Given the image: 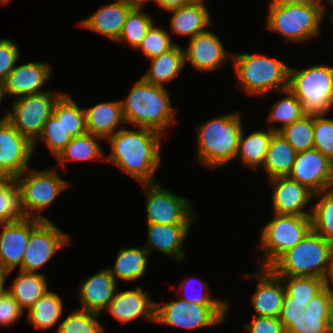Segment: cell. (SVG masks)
Segmentation results:
<instances>
[{"mask_svg": "<svg viewBox=\"0 0 333 333\" xmlns=\"http://www.w3.org/2000/svg\"><path fill=\"white\" fill-rule=\"evenodd\" d=\"M120 128L106 140L111 152L105 156L106 162H111L120 170L135 178L141 184L157 183L155 172L161 165L162 134L151 129Z\"/></svg>", "mask_w": 333, "mask_h": 333, "instance_id": "1", "label": "cell"}, {"mask_svg": "<svg viewBox=\"0 0 333 333\" xmlns=\"http://www.w3.org/2000/svg\"><path fill=\"white\" fill-rule=\"evenodd\" d=\"M167 87L151 84L142 77L135 82L121 106L125 123L165 134L176 122L177 109L172 106Z\"/></svg>", "mask_w": 333, "mask_h": 333, "instance_id": "2", "label": "cell"}, {"mask_svg": "<svg viewBox=\"0 0 333 333\" xmlns=\"http://www.w3.org/2000/svg\"><path fill=\"white\" fill-rule=\"evenodd\" d=\"M197 129V161L214 169L234 161L238 152L239 137L243 129L239 111L213 117Z\"/></svg>", "mask_w": 333, "mask_h": 333, "instance_id": "3", "label": "cell"}, {"mask_svg": "<svg viewBox=\"0 0 333 333\" xmlns=\"http://www.w3.org/2000/svg\"><path fill=\"white\" fill-rule=\"evenodd\" d=\"M240 89L249 96L265 97L269 91L280 92L288 87L289 65L276 57L259 53H232L230 59Z\"/></svg>", "mask_w": 333, "mask_h": 333, "instance_id": "4", "label": "cell"}, {"mask_svg": "<svg viewBox=\"0 0 333 333\" xmlns=\"http://www.w3.org/2000/svg\"><path fill=\"white\" fill-rule=\"evenodd\" d=\"M333 244L311 229L294 247L281 254L268 268L277 276L318 277L325 281Z\"/></svg>", "mask_w": 333, "mask_h": 333, "instance_id": "5", "label": "cell"}, {"mask_svg": "<svg viewBox=\"0 0 333 333\" xmlns=\"http://www.w3.org/2000/svg\"><path fill=\"white\" fill-rule=\"evenodd\" d=\"M307 115H326L333 109V66L316 64L305 69L290 67L288 87Z\"/></svg>", "mask_w": 333, "mask_h": 333, "instance_id": "6", "label": "cell"}, {"mask_svg": "<svg viewBox=\"0 0 333 333\" xmlns=\"http://www.w3.org/2000/svg\"><path fill=\"white\" fill-rule=\"evenodd\" d=\"M318 3L268 6L266 27L287 42H306L321 33L323 20Z\"/></svg>", "mask_w": 333, "mask_h": 333, "instance_id": "7", "label": "cell"}, {"mask_svg": "<svg viewBox=\"0 0 333 333\" xmlns=\"http://www.w3.org/2000/svg\"><path fill=\"white\" fill-rule=\"evenodd\" d=\"M273 219L263 226L258 248L260 268H268L281 254L299 243L312 229L311 216L273 213Z\"/></svg>", "mask_w": 333, "mask_h": 333, "instance_id": "8", "label": "cell"}, {"mask_svg": "<svg viewBox=\"0 0 333 333\" xmlns=\"http://www.w3.org/2000/svg\"><path fill=\"white\" fill-rule=\"evenodd\" d=\"M15 179L21 190L22 208L25 216L41 221H50L40 212L48 208L56 197L70 186V183L58 174L55 167L39 171L26 169Z\"/></svg>", "mask_w": 333, "mask_h": 333, "instance_id": "9", "label": "cell"}, {"mask_svg": "<svg viewBox=\"0 0 333 333\" xmlns=\"http://www.w3.org/2000/svg\"><path fill=\"white\" fill-rule=\"evenodd\" d=\"M229 306L199 305L180 298L166 304L155 302V322L188 330L211 328L225 322Z\"/></svg>", "mask_w": 333, "mask_h": 333, "instance_id": "10", "label": "cell"}, {"mask_svg": "<svg viewBox=\"0 0 333 333\" xmlns=\"http://www.w3.org/2000/svg\"><path fill=\"white\" fill-rule=\"evenodd\" d=\"M62 92H41L17 98L12 103V110L2 114L22 136L32 144L41 135L44 123L52 115L53 107Z\"/></svg>", "mask_w": 333, "mask_h": 333, "instance_id": "11", "label": "cell"}, {"mask_svg": "<svg viewBox=\"0 0 333 333\" xmlns=\"http://www.w3.org/2000/svg\"><path fill=\"white\" fill-rule=\"evenodd\" d=\"M145 193L147 224L192 225L196 214L192 201L162 187L159 182L141 184Z\"/></svg>", "mask_w": 333, "mask_h": 333, "instance_id": "12", "label": "cell"}, {"mask_svg": "<svg viewBox=\"0 0 333 333\" xmlns=\"http://www.w3.org/2000/svg\"><path fill=\"white\" fill-rule=\"evenodd\" d=\"M70 236L51 220L42 221L31 233L20 270L34 272L41 269L59 249L67 246Z\"/></svg>", "mask_w": 333, "mask_h": 333, "instance_id": "13", "label": "cell"}, {"mask_svg": "<svg viewBox=\"0 0 333 333\" xmlns=\"http://www.w3.org/2000/svg\"><path fill=\"white\" fill-rule=\"evenodd\" d=\"M33 144L6 119H0V178H16L29 167Z\"/></svg>", "mask_w": 333, "mask_h": 333, "instance_id": "14", "label": "cell"}, {"mask_svg": "<svg viewBox=\"0 0 333 333\" xmlns=\"http://www.w3.org/2000/svg\"><path fill=\"white\" fill-rule=\"evenodd\" d=\"M288 177L314 194L327 191L333 179V162L314 148L299 152Z\"/></svg>", "mask_w": 333, "mask_h": 333, "instance_id": "15", "label": "cell"}, {"mask_svg": "<svg viewBox=\"0 0 333 333\" xmlns=\"http://www.w3.org/2000/svg\"><path fill=\"white\" fill-rule=\"evenodd\" d=\"M42 221L25 218L11 223L0 224V265L8 271V276L15 268L21 267L30 233Z\"/></svg>", "mask_w": 333, "mask_h": 333, "instance_id": "16", "label": "cell"}, {"mask_svg": "<svg viewBox=\"0 0 333 333\" xmlns=\"http://www.w3.org/2000/svg\"><path fill=\"white\" fill-rule=\"evenodd\" d=\"M272 184L271 208L275 214L311 216L312 205L310 210L306 211L305 207L310 205L314 193L306 186L288 176H278L268 179Z\"/></svg>", "mask_w": 333, "mask_h": 333, "instance_id": "17", "label": "cell"}, {"mask_svg": "<svg viewBox=\"0 0 333 333\" xmlns=\"http://www.w3.org/2000/svg\"><path fill=\"white\" fill-rule=\"evenodd\" d=\"M188 46L184 48L185 63L198 71H216L226 65L232 54L223 46L221 39L213 31L207 30L189 39ZM229 57V58H228ZM188 61V62H187Z\"/></svg>", "mask_w": 333, "mask_h": 333, "instance_id": "18", "label": "cell"}, {"mask_svg": "<svg viewBox=\"0 0 333 333\" xmlns=\"http://www.w3.org/2000/svg\"><path fill=\"white\" fill-rule=\"evenodd\" d=\"M257 278L256 291L251 296L250 303L254 316L279 317L286 294L282 279L275 275L269 268H260L246 278Z\"/></svg>", "mask_w": 333, "mask_h": 333, "instance_id": "19", "label": "cell"}, {"mask_svg": "<svg viewBox=\"0 0 333 333\" xmlns=\"http://www.w3.org/2000/svg\"><path fill=\"white\" fill-rule=\"evenodd\" d=\"M52 66L45 62H30L15 66L4 81L5 94L15 99L47 92L42 90L52 77Z\"/></svg>", "mask_w": 333, "mask_h": 333, "instance_id": "20", "label": "cell"}, {"mask_svg": "<svg viewBox=\"0 0 333 333\" xmlns=\"http://www.w3.org/2000/svg\"><path fill=\"white\" fill-rule=\"evenodd\" d=\"M106 312L122 325L139 318V316L144 321L155 323V301H152L149 294L138 285L133 290L115 293L104 313Z\"/></svg>", "mask_w": 333, "mask_h": 333, "instance_id": "21", "label": "cell"}, {"mask_svg": "<svg viewBox=\"0 0 333 333\" xmlns=\"http://www.w3.org/2000/svg\"><path fill=\"white\" fill-rule=\"evenodd\" d=\"M78 291L81 309L100 314L114 298L117 281L106 267L82 281Z\"/></svg>", "mask_w": 333, "mask_h": 333, "instance_id": "22", "label": "cell"}, {"mask_svg": "<svg viewBox=\"0 0 333 333\" xmlns=\"http://www.w3.org/2000/svg\"><path fill=\"white\" fill-rule=\"evenodd\" d=\"M191 225L147 224V243L143 247L149 252L157 250L179 262L184 261L183 243L190 233Z\"/></svg>", "mask_w": 333, "mask_h": 333, "instance_id": "23", "label": "cell"}, {"mask_svg": "<svg viewBox=\"0 0 333 333\" xmlns=\"http://www.w3.org/2000/svg\"><path fill=\"white\" fill-rule=\"evenodd\" d=\"M204 1H193L186 6L168 10L171 12L169 20L170 31L177 36H189L193 38L210 28L213 21ZM212 21V22H211Z\"/></svg>", "mask_w": 333, "mask_h": 333, "instance_id": "24", "label": "cell"}, {"mask_svg": "<svg viewBox=\"0 0 333 333\" xmlns=\"http://www.w3.org/2000/svg\"><path fill=\"white\" fill-rule=\"evenodd\" d=\"M130 10L129 6L116 0L98 8L97 11L81 20L77 25L96 32L114 42L119 38Z\"/></svg>", "mask_w": 333, "mask_h": 333, "instance_id": "25", "label": "cell"}, {"mask_svg": "<svg viewBox=\"0 0 333 333\" xmlns=\"http://www.w3.org/2000/svg\"><path fill=\"white\" fill-rule=\"evenodd\" d=\"M86 131L89 134L107 139L118 127L125 124L121 101L101 102L95 106L84 108Z\"/></svg>", "mask_w": 333, "mask_h": 333, "instance_id": "26", "label": "cell"}, {"mask_svg": "<svg viewBox=\"0 0 333 333\" xmlns=\"http://www.w3.org/2000/svg\"><path fill=\"white\" fill-rule=\"evenodd\" d=\"M330 287L325 285L306 305V313L286 333H331L328 327Z\"/></svg>", "mask_w": 333, "mask_h": 333, "instance_id": "27", "label": "cell"}, {"mask_svg": "<svg viewBox=\"0 0 333 333\" xmlns=\"http://www.w3.org/2000/svg\"><path fill=\"white\" fill-rule=\"evenodd\" d=\"M151 255L142 246L122 247L116 254L114 266H108L116 281H136L146 275L148 259Z\"/></svg>", "mask_w": 333, "mask_h": 333, "instance_id": "28", "label": "cell"}, {"mask_svg": "<svg viewBox=\"0 0 333 333\" xmlns=\"http://www.w3.org/2000/svg\"><path fill=\"white\" fill-rule=\"evenodd\" d=\"M150 67L142 78L155 85L165 87V82L175 79L186 66L184 49L176 44L171 50L150 59Z\"/></svg>", "mask_w": 333, "mask_h": 333, "instance_id": "29", "label": "cell"}, {"mask_svg": "<svg viewBox=\"0 0 333 333\" xmlns=\"http://www.w3.org/2000/svg\"><path fill=\"white\" fill-rule=\"evenodd\" d=\"M18 277H15L7 291L18 302L19 306L25 310L29 309L38 299H40L49 289L47 277L43 273H34L18 269Z\"/></svg>", "mask_w": 333, "mask_h": 333, "instance_id": "30", "label": "cell"}, {"mask_svg": "<svg viewBox=\"0 0 333 333\" xmlns=\"http://www.w3.org/2000/svg\"><path fill=\"white\" fill-rule=\"evenodd\" d=\"M297 152L279 133L275 132L269 142L265 161L262 165L267 179L288 176L295 162Z\"/></svg>", "mask_w": 333, "mask_h": 333, "instance_id": "31", "label": "cell"}, {"mask_svg": "<svg viewBox=\"0 0 333 333\" xmlns=\"http://www.w3.org/2000/svg\"><path fill=\"white\" fill-rule=\"evenodd\" d=\"M256 130L250 133L248 136H245L244 129H242L239 144L238 152L236 155L237 158H240V162L243 166L249 167L251 169H259L262 167L266 153L268 150L269 142L272 135L275 133L270 130Z\"/></svg>", "mask_w": 333, "mask_h": 333, "instance_id": "32", "label": "cell"}, {"mask_svg": "<svg viewBox=\"0 0 333 333\" xmlns=\"http://www.w3.org/2000/svg\"><path fill=\"white\" fill-rule=\"evenodd\" d=\"M103 138L86 133L82 136L72 137L71 141L56 157L58 164L64 169L67 163L76 161H105V153L98 140Z\"/></svg>", "mask_w": 333, "mask_h": 333, "instance_id": "33", "label": "cell"}, {"mask_svg": "<svg viewBox=\"0 0 333 333\" xmlns=\"http://www.w3.org/2000/svg\"><path fill=\"white\" fill-rule=\"evenodd\" d=\"M63 300L48 290L27 310L26 321L39 329H50L55 326L63 315Z\"/></svg>", "mask_w": 333, "mask_h": 333, "instance_id": "34", "label": "cell"}, {"mask_svg": "<svg viewBox=\"0 0 333 333\" xmlns=\"http://www.w3.org/2000/svg\"><path fill=\"white\" fill-rule=\"evenodd\" d=\"M277 93L284 96L274 102L269 115H267L268 128L274 132H279L285 126L306 115L301 102L288 88ZM277 123L279 126L276 125Z\"/></svg>", "mask_w": 333, "mask_h": 333, "instance_id": "35", "label": "cell"}, {"mask_svg": "<svg viewBox=\"0 0 333 333\" xmlns=\"http://www.w3.org/2000/svg\"><path fill=\"white\" fill-rule=\"evenodd\" d=\"M80 107L68 93H63L53 107L52 114L61 120L65 130L72 137L87 133L84 108Z\"/></svg>", "mask_w": 333, "mask_h": 333, "instance_id": "36", "label": "cell"}, {"mask_svg": "<svg viewBox=\"0 0 333 333\" xmlns=\"http://www.w3.org/2000/svg\"><path fill=\"white\" fill-rule=\"evenodd\" d=\"M27 218L22 208L21 190L15 178H0V224Z\"/></svg>", "mask_w": 333, "mask_h": 333, "instance_id": "37", "label": "cell"}, {"mask_svg": "<svg viewBox=\"0 0 333 333\" xmlns=\"http://www.w3.org/2000/svg\"><path fill=\"white\" fill-rule=\"evenodd\" d=\"M152 18L151 14L143 12L142 9H131L126 16L121 34L115 42L127 43L135 50L155 23Z\"/></svg>", "mask_w": 333, "mask_h": 333, "instance_id": "38", "label": "cell"}, {"mask_svg": "<svg viewBox=\"0 0 333 333\" xmlns=\"http://www.w3.org/2000/svg\"><path fill=\"white\" fill-rule=\"evenodd\" d=\"M320 199L312 205V229L333 244V195L327 190L315 193Z\"/></svg>", "mask_w": 333, "mask_h": 333, "instance_id": "39", "label": "cell"}, {"mask_svg": "<svg viewBox=\"0 0 333 333\" xmlns=\"http://www.w3.org/2000/svg\"><path fill=\"white\" fill-rule=\"evenodd\" d=\"M282 279L286 294L290 302L309 303V301L326 285L318 277H290L278 276Z\"/></svg>", "mask_w": 333, "mask_h": 333, "instance_id": "40", "label": "cell"}, {"mask_svg": "<svg viewBox=\"0 0 333 333\" xmlns=\"http://www.w3.org/2000/svg\"><path fill=\"white\" fill-rule=\"evenodd\" d=\"M279 133L297 153L313 149V115H304Z\"/></svg>", "mask_w": 333, "mask_h": 333, "instance_id": "41", "label": "cell"}, {"mask_svg": "<svg viewBox=\"0 0 333 333\" xmlns=\"http://www.w3.org/2000/svg\"><path fill=\"white\" fill-rule=\"evenodd\" d=\"M99 315L77 308L61 321L56 333H104L106 327L99 322Z\"/></svg>", "mask_w": 333, "mask_h": 333, "instance_id": "42", "label": "cell"}, {"mask_svg": "<svg viewBox=\"0 0 333 333\" xmlns=\"http://www.w3.org/2000/svg\"><path fill=\"white\" fill-rule=\"evenodd\" d=\"M71 139L72 136L65 130L61 120L52 114L44 123L41 135L33 143V152L36 150L37 142L41 140L50 150L51 155L56 158Z\"/></svg>", "mask_w": 333, "mask_h": 333, "instance_id": "43", "label": "cell"}, {"mask_svg": "<svg viewBox=\"0 0 333 333\" xmlns=\"http://www.w3.org/2000/svg\"><path fill=\"white\" fill-rule=\"evenodd\" d=\"M172 35L154 23L135 50H141L151 59L171 50L177 43L172 42Z\"/></svg>", "mask_w": 333, "mask_h": 333, "instance_id": "44", "label": "cell"}, {"mask_svg": "<svg viewBox=\"0 0 333 333\" xmlns=\"http://www.w3.org/2000/svg\"><path fill=\"white\" fill-rule=\"evenodd\" d=\"M313 140V148L333 162V118L313 115Z\"/></svg>", "mask_w": 333, "mask_h": 333, "instance_id": "45", "label": "cell"}, {"mask_svg": "<svg viewBox=\"0 0 333 333\" xmlns=\"http://www.w3.org/2000/svg\"><path fill=\"white\" fill-rule=\"evenodd\" d=\"M193 280L196 282L197 285L194 284L195 282ZM193 284L196 287L200 285L201 287L200 286L198 287L199 288L198 291L202 290L201 291L202 293L201 292L198 293L197 288L193 289L194 288ZM177 288H178V293L177 294H181L184 291V294H182V296H180L179 298L184 300V301H188L190 303H196V304H199V305H229L228 301H226V300L223 301L221 299L217 300V299L213 298L211 296V293L208 291L209 290L208 284L205 281H203L202 279L198 278V277L197 278L196 277L195 278L194 277H188V278L183 279V281L180 284V287H177ZM188 288H190L189 290H191V293L188 296V293L186 292L187 295L185 296V294H186L185 290L187 291ZM196 291H197V293H196Z\"/></svg>", "mask_w": 333, "mask_h": 333, "instance_id": "46", "label": "cell"}, {"mask_svg": "<svg viewBox=\"0 0 333 333\" xmlns=\"http://www.w3.org/2000/svg\"><path fill=\"white\" fill-rule=\"evenodd\" d=\"M20 49L17 43L10 38L0 39V80L5 81L9 73L16 66L20 58Z\"/></svg>", "mask_w": 333, "mask_h": 333, "instance_id": "47", "label": "cell"}, {"mask_svg": "<svg viewBox=\"0 0 333 333\" xmlns=\"http://www.w3.org/2000/svg\"><path fill=\"white\" fill-rule=\"evenodd\" d=\"M24 312L7 290L0 294V326L13 325L24 315Z\"/></svg>", "mask_w": 333, "mask_h": 333, "instance_id": "48", "label": "cell"}, {"mask_svg": "<svg viewBox=\"0 0 333 333\" xmlns=\"http://www.w3.org/2000/svg\"><path fill=\"white\" fill-rule=\"evenodd\" d=\"M308 303L290 302V297L285 294L279 320L285 331L296 321L300 320L306 313Z\"/></svg>", "mask_w": 333, "mask_h": 333, "instance_id": "49", "label": "cell"}, {"mask_svg": "<svg viewBox=\"0 0 333 333\" xmlns=\"http://www.w3.org/2000/svg\"><path fill=\"white\" fill-rule=\"evenodd\" d=\"M247 333H286L278 317L253 316L251 323H245Z\"/></svg>", "mask_w": 333, "mask_h": 333, "instance_id": "50", "label": "cell"}, {"mask_svg": "<svg viewBox=\"0 0 333 333\" xmlns=\"http://www.w3.org/2000/svg\"><path fill=\"white\" fill-rule=\"evenodd\" d=\"M157 5L161 8L165 9L166 11L179 8L182 6H186L193 2V0H153Z\"/></svg>", "mask_w": 333, "mask_h": 333, "instance_id": "51", "label": "cell"}, {"mask_svg": "<svg viewBox=\"0 0 333 333\" xmlns=\"http://www.w3.org/2000/svg\"><path fill=\"white\" fill-rule=\"evenodd\" d=\"M303 3H318V0H270L268 6H286Z\"/></svg>", "mask_w": 333, "mask_h": 333, "instance_id": "52", "label": "cell"}, {"mask_svg": "<svg viewBox=\"0 0 333 333\" xmlns=\"http://www.w3.org/2000/svg\"><path fill=\"white\" fill-rule=\"evenodd\" d=\"M327 322L329 330L331 331V333H333V287H330Z\"/></svg>", "mask_w": 333, "mask_h": 333, "instance_id": "53", "label": "cell"}, {"mask_svg": "<svg viewBox=\"0 0 333 333\" xmlns=\"http://www.w3.org/2000/svg\"><path fill=\"white\" fill-rule=\"evenodd\" d=\"M123 4L129 6L131 9H142L146 3L153 0H117Z\"/></svg>", "mask_w": 333, "mask_h": 333, "instance_id": "54", "label": "cell"}, {"mask_svg": "<svg viewBox=\"0 0 333 333\" xmlns=\"http://www.w3.org/2000/svg\"><path fill=\"white\" fill-rule=\"evenodd\" d=\"M322 2H324V3H326V4H324V3H322ZM318 4H319V6H320V8H321V12H322V15H323V17H325V16H327V14L329 15L328 17H329V19L331 20V22H333V9L331 10V9H327V4H329L331 7H333V0H318ZM324 4V5H323ZM326 5V6H325ZM328 10V11H327ZM331 11V12H330Z\"/></svg>", "mask_w": 333, "mask_h": 333, "instance_id": "55", "label": "cell"}, {"mask_svg": "<svg viewBox=\"0 0 333 333\" xmlns=\"http://www.w3.org/2000/svg\"><path fill=\"white\" fill-rule=\"evenodd\" d=\"M325 283L329 287H333V247L331 251V257H330V268L328 271V275L325 279Z\"/></svg>", "mask_w": 333, "mask_h": 333, "instance_id": "56", "label": "cell"}, {"mask_svg": "<svg viewBox=\"0 0 333 333\" xmlns=\"http://www.w3.org/2000/svg\"><path fill=\"white\" fill-rule=\"evenodd\" d=\"M8 278V271L0 265V289H7L5 287L6 279Z\"/></svg>", "mask_w": 333, "mask_h": 333, "instance_id": "57", "label": "cell"}, {"mask_svg": "<svg viewBox=\"0 0 333 333\" xmlns=\"http://www.w3.org/2000/svg\"><path fill=\"white\" fill-rule=\"evenodd\" d=\"M5 96L6 94H5L4 82L0 80V104Z\"/></svg>", "mask_w": 333, "mask_h": 333, "instance_id": "58", "label": "cell"}, {"mask_svg": "<svg viewBox=\"0 0 333 333\" xmlns=\"http://www.w3.org/2000/svg\"><path fill=\"white\" fill-rule=\"evenodd\" d=\"M328 191L333 195V179H332V181L330 183Z\"/></svg>", "mask_w": 333, "mask_h": 333, "instance_id": "59", "label": "cell"}, {"mask_svg": "<svg viewBox=\"0 0 333 333\" xmlns=\"http://www.w3.org/2000/svg\"><path fill=\"white\" fill-rule=\"evenodd\" d=\"M11 0H0V3L2 4V5H4V4H7V2L9 3Z\"/></svg>", "mask_w": 333, "mask_h": 333, "instance_id": "60", "label": "cell"}, {"mask_svg": "<svg viewBox=\"0 0 333 333\" xmlns=\"http://www.w3.org/2000/svg\"><path fill=\"white\" fill-rule=\"evenodd\" d=\"M7 289H0V294L5 292Z\"/></svg>", "mask_w": 333, "mask_h": 333, "instance_id": "61", "label": "cell"}]
</instances>
